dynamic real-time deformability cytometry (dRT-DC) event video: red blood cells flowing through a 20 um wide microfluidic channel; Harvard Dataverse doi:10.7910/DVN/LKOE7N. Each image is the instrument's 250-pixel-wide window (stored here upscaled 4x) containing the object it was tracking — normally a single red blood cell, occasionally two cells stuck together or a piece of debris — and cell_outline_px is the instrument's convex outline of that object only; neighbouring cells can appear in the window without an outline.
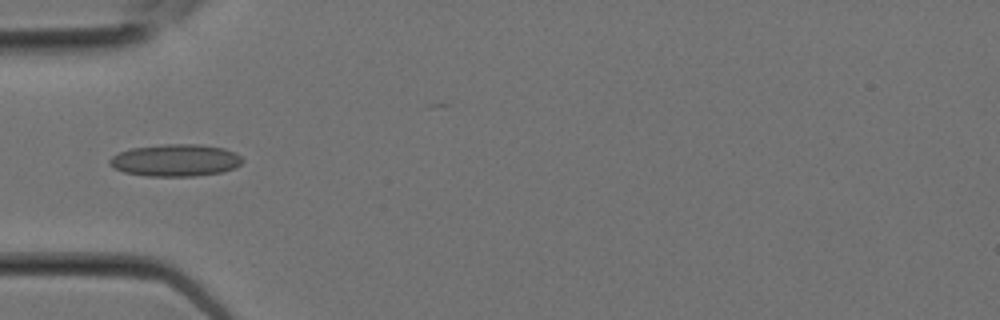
{"species": "Egyptian fruit bat (a non-hibernating species)", "species_latin": "Rousettus aegyptiacus", "temperature_condition": "room temperature", "stored_images_in_passage": 3, "camera_frame_rate_fps": 3000, "um_per_image_px": 0.085, "animal": {"sex": "female"}, "frame": {"image": 1, "passage_image": 3, "time_ms": 0.667, "image_size_px": [1000, 320], "cell_outline_px": [[244, 160], [236, 168], [224, 172], [192, 176], [148, 176], [124, 172], [108, 164], [108, 160], [112, 156], [120, 152], [132, 148], [164, 144], [200, 144], [224, 148], [236, 152]], "centroid_in_image_um": [14.95, 13.62], "position_along_channel_um": 70.0, "area_um2": 24.97}}